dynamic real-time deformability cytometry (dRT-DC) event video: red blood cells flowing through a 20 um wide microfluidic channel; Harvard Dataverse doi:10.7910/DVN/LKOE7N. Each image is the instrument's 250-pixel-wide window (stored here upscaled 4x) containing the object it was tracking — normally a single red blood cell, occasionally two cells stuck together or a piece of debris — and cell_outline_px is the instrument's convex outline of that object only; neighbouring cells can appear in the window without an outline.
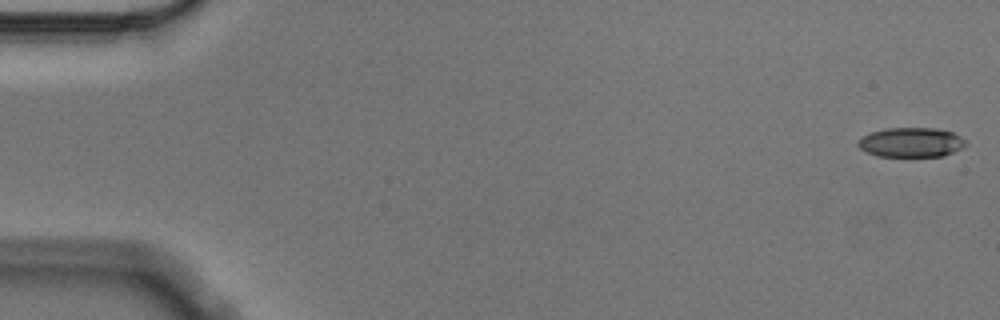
{"species": "Egyptian fruit bat (a non-hibernating species)", "species_latin": "Rousettus aegyptiacus", "temperature_condition": "cold", "stored_images_in_passage": 56, "camera_frame_rate_fps": 3000, "um_per_image_px": 0.085, "animal": {"sex": "male"}, "frame": {"image": 1, "passage_image": 1, "time_ms": 0.0, "image_size_px": [1000, 320], "cell_outline_px": [[968, 144], [944, 156], [876, 156], [860, 148], [856, 144], [864, 136], [872, 132], [884, 128], [936, 128], [952, 132], [960, 136]], "centroid_in_image_um": [77.45, 12.09], "position_along_channel_um": 7.5, "area_um2": 18.38}}
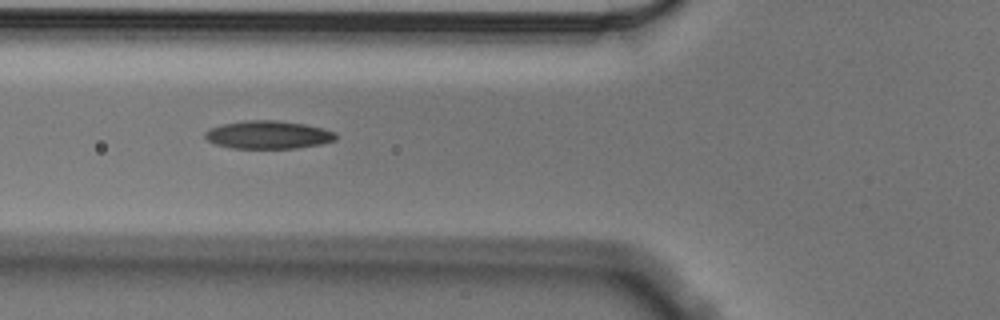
{"frame": {"image": 2, "passage_image": 21, "time_ms": 6.667, "image_size_px": [1000, 320], "cell_outline_px": [[336, 140], [320, 144], [296, 148], [232, 148], [216, 144], [208, 140], [204, 136], [204, 132], [208, 128], [220, 124], [244, 120], [276, 120], [304, 124], [324, 128], [336, 132]], "centroid_in_image_um": [22.78, 11.44], "position_along_channel_um": 103.0, "area_um2": 21.5}}
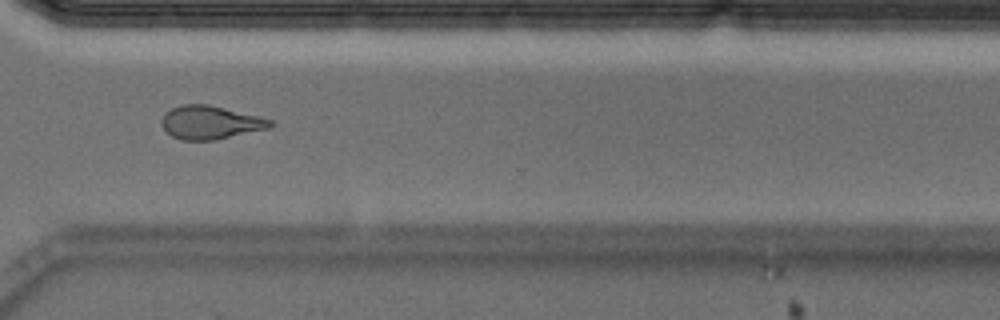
{"frame": {"image": 3, "passage_image": 42, "time_ms": 13.667, "image_size_px": [1000, 320], "cell_outline_px": [[272, 124], [268, 128], [216, 140], [180, 140], [172, 136], [160, 124], [160, 120], [164, 112], [172, 108], [184, 104], [208, 104], [260, 116], [272, 120]], "centroid_in_image_um": [17.84, 10.4], "position_along_channel_um": 352.8, "area_um2": 21.15}, "authors_computed_cell_mechanics": {"area_um2": 20.5768, "velocity_mm_per_s": 3.5673, "shape_relaxation_time_tau1_ms": 8.3173, "shape_relaxation_time_tau2_ms": 3.0075, "deformation_change_tau1": 0.2086, "deformation_change_tau2": 0.1029}}